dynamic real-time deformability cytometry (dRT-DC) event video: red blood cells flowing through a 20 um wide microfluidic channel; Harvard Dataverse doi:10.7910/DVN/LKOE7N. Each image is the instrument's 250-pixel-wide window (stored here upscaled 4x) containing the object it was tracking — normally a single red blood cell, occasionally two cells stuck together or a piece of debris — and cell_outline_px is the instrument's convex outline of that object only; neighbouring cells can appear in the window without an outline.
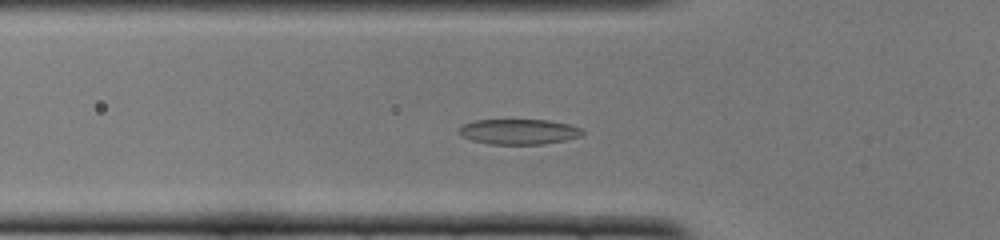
{"species": "common noctule bat (a hibernating species)", "species_latin": "Nyctalus noctula", "temperature_condition": "cold", "stored_images_in_passage": 46, "camera_frame_rate_fps": 3000, "um_per_image_px": 0.085, "animal": {"sex": "female", "body_mass_g": 22.0, "forearm_length_mm": 56.7}, "frame": {"image": 1, "passage_image": 11, "time_ms": 3.333, "image_size_px": [1000, 240], "cell_outline_px": [[584, 132], [580, 136], [564, 140], [540, 144], [488, 144], [472, 140], [460, 136], [460, 128], [464, 124], [476, 120], [548, 120], [568, 124], [580, 128]], "centroid_in_image_um": [44.08, 11.19], "position_along_channel_um": 81.7, "area_um2": 17.98}}
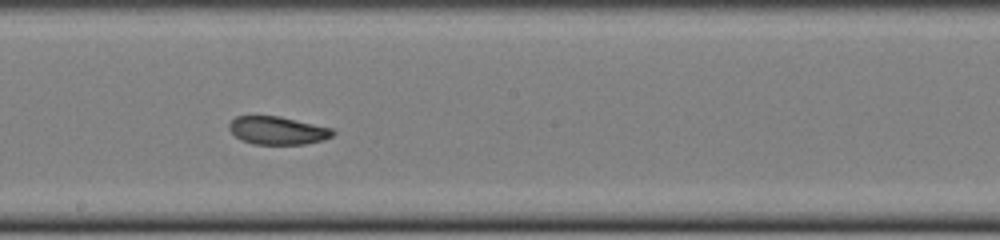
{"frame": {"image": 2, "passage_image": 22, "time_ms": 7.0, "image_size_px": [1000, 240], "cell_outline_px": [[336, 132], [332, 136], [324, 140], [304, 144], [252, 144], [240, 140], [228, 128], [228, 124], [236, 116], [280, 116], [332, 128]], "centroid_in_image_um": [23.59, 11.09], "position_along_channel_um": 224.6, "area_um2": 16.99}}
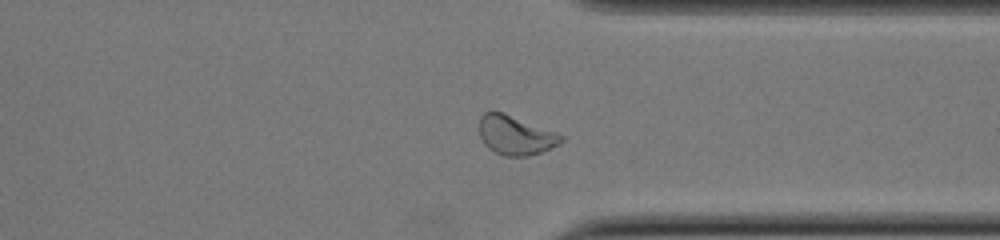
{"frame": {"image": 3, "passage_image": 33, "time_ms": 10.667, "image_size_px": [1000, 240], "cell_outline_px": [[564, 140], [560, 144], [540, 152], [528, 156], [504, 156], [488, 148], [484, 144], [480, 136], [480, 116], [484, 112], [500, 112], [556, 132], [564, 136]], "centroid_in_image_um": [43.82, 11.51], "position_along_channel_um": 367.6, "area_um2": 18.38}, "authors_computed_cell_mechanics": {"area_um2": 18.2648, "velocity_mm_per_s": 3.9027, "shape_relaxation_time_tau1_ms": 4.0347, "shape_relaxation_time_tau2_ms": 2.1055, "deformation_change_tau1": 0.1292, "deformation_change_tau2": 0.0704}}